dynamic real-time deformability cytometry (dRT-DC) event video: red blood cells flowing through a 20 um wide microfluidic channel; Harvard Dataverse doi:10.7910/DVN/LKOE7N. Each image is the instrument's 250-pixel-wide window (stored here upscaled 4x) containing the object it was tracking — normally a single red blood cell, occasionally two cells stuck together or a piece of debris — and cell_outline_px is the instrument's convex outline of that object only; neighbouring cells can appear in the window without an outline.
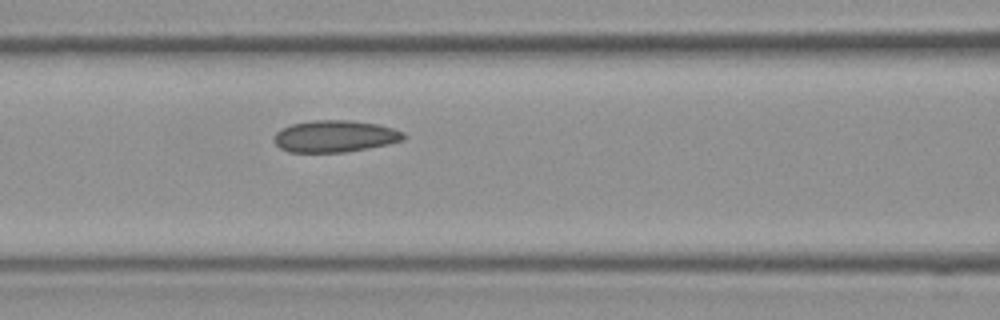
{"species": "Egyptian fruit bat (a non-hibernating species)", "species_latin": "Rousettus aegyptiacus", "temperature_condition": "room temperature", "stored_images_in_passage": 5, "camera_frame_rate_fps": 3000, "um_per_image_px": 0.085, "frame": {"image": 1, "passage_image": 5, "time_ms": 1.333, "image_size_px": [1000, 320], "cell_outline_px": [[404, 140], [388, 144], [368, 148], [344, 152], [288, 152], [280, 148], [272, 140], [276, 132], [292, 124], [312, 120], [348, 120], [376, 124], [392, 128], [404, 132]], "centroid_in_image_um": [28.45, 11.58], "position_along_channel_um": 138.2, "area_um2": 23.93}}